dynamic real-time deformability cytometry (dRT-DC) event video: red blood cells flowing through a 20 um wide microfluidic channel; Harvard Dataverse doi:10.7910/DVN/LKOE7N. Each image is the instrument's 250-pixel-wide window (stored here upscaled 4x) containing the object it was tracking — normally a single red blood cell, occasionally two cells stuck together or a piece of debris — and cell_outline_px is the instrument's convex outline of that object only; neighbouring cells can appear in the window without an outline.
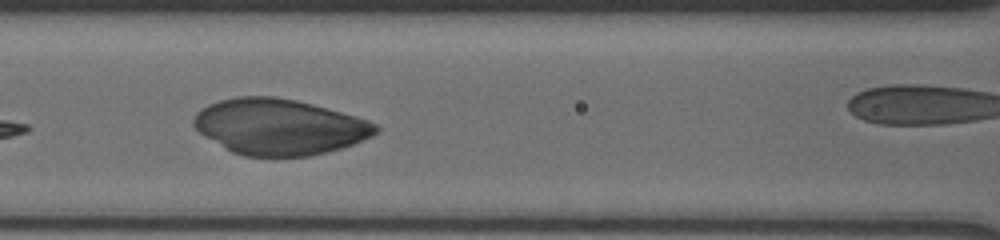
{"species": "human", "species_latin": "Homo sapiens", "temperature_condition": "cold", "stored_images_in_passage": 21, "camera_frame_rate_fps": 3000, "um_per_image_px": 0.085, "donor": {"sex": "male"}, "frame": {"image": 1, "passage_image": 7, "time_ms": 2.333, "image_size_px": [1000, 240], "cell_outline_px": [[380, 132], [372, 136], [352, 144], [328, 152], [308, 156], [244, 156], [232, 152], [224, 148], [204, 136], [192, 124], [192, 120], [196, 112], [208, 104], [220, 100], [236, 96], [276, 96], [296, 100], [312, 104], [356, 116], [368, 120], [376, 124], [380, 128]], "centroid_in_image_um": [23.73, 10.77], "position_along_channel_um": 142.9, "area_um2": 59.36}}